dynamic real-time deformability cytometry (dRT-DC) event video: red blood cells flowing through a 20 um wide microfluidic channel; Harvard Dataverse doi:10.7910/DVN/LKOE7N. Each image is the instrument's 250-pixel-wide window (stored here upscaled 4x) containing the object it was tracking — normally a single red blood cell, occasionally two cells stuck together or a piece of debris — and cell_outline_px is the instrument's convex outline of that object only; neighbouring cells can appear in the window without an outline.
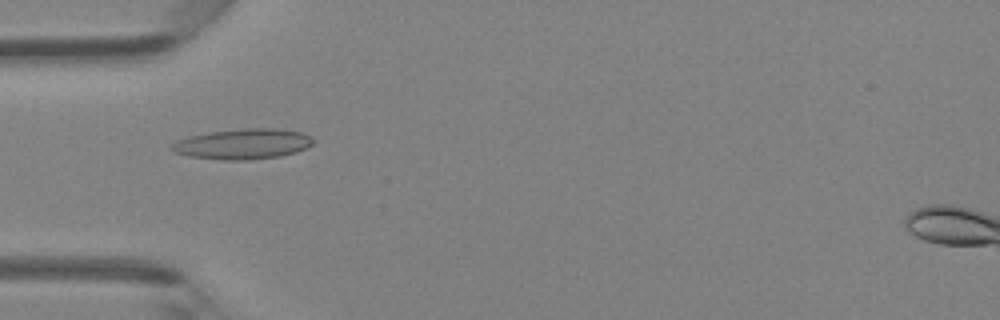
{"species": "Egyptian fruit bat (a non-hibernating species)", "species_latin": "Rousettus aegyptiacus", "temperature_condition": "room temperature", "stored_images_in_passage": 33, "camera_frame_rate_fps": 3000, "um_per_image_px": 0.085, "animal": {"sex": "female"}, "frame": {"image": 1, "passage_image": 1, "time_ms": 0.0, "image_size_px": [1000, 320], "cell_outline_px": [[316, 140], [312, 144], [296, 152], [280, 156], [248, 160], [224, 160], [188, 156], [172, 152], [172, 144], [176, 140], [188, 136], [208, 132], [244, 128], [272, 128], [300, 132]], "centroid_in_image_um": [20.61, 12.24], "position_along_channel_um": 64.4, "area_um2": 25.03}}
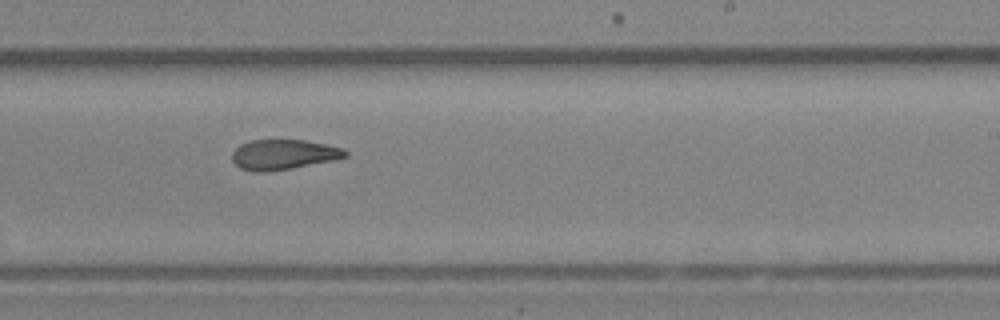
{"frame": {"image": 2, "passage_image": 15, "time_ms": 4.667, "image_size_px": [1000, 320], "cell_outline_px": [[348, 156], [336, 160], [292, 168], [268, 172], [252, 172], [240, 168], [232, 160], [232, 152], [240, 144], [248, 140], [304, 140], [344, 148], [348, 152]], "centroid_in_image_um": [24.09, 13.14], "position_along_channel_um": 264.9, "area_um2": 20.06}}
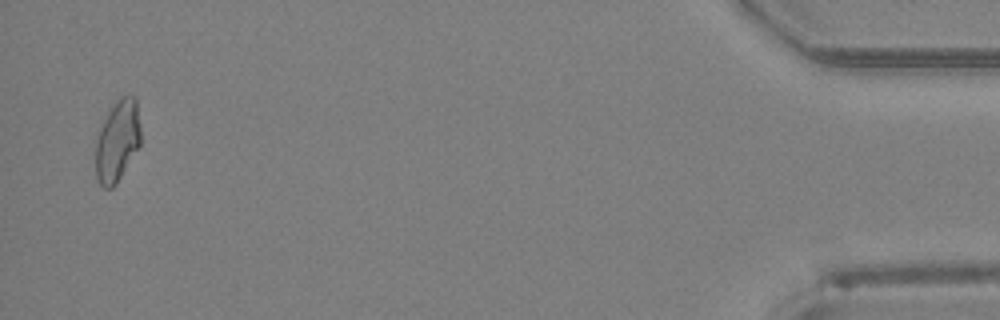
{"frame": {"image": 3, "passage_image": 32, "time_ms": 10.333, "image_size_px": [1000, 320], "cell_outline_px": [[140, 144], [116, 184], [112, 188], [104, 188], [96, 180], [96, 132], [100, 120], [116, 100], [120, 96], [136, 96], [140, 128]], "centroid_in_image_um": [9.94, 11.93], "position_along_channel_um": 425.3, "area_um2": 21.79}, "authors_computed_cell_mechanics": {"area_um2": 20.7502, "velocity_mm_per_s": 4.3264, "shape_relaxation_time_tau1_ms": 6.1216, "shape_relaxation_time_tau2_ms": 2.957, "deformation_change_tau1": 0.1982, "deformation_change_tau2": 0.1127}}